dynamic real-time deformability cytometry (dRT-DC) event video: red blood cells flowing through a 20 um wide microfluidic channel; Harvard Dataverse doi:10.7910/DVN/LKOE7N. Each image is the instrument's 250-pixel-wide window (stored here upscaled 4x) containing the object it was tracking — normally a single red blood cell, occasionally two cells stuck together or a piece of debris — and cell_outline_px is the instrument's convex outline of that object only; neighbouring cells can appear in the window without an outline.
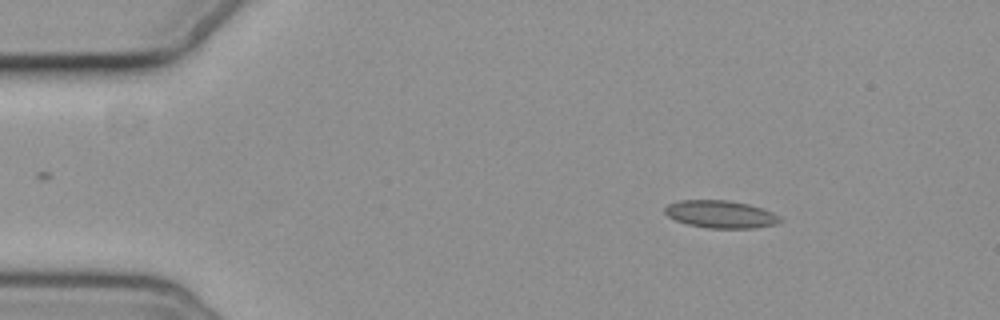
{"species": "common noctule bat (a hibernating species)", "species_latin": "Nyctalus noctula", "temperature_condition": "cold", "stored_images_in_passage": 5, "camera_frame_rate_fps": 3000, "um_per_image_px": 0.085, "animal": {"sex": "female", "body_mass_g": 19.3, "forearm_length_mm": 54.1}, "frame": {"image": 1, "passage_image": 2, "time_ms": 1.333, "image_size_px": [1000, 320], "cell_outline_px": [[784, 220], [776, 224], [756, 228], [708, 228], [688, 224], [676, 220], [668, 216], [664, 212], [664, 208], [668, 204], [680, 200], [728, 200], [748, 204], [764, 208], [780, 216]], "centroid_in_image_um": [61.29, 18.21], "position_along_channel_um": 23.7, "area_um2": 18.61}}
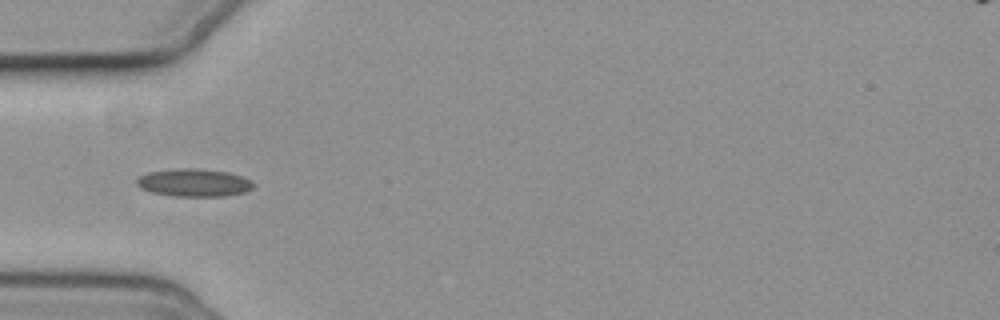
{"frame": {"image": 2, "passage_image": 5, "time_ms": 4.667, "image_size_px": [1000, 320], "cell_outline_px": [[256, 184], [252, 188], [244, 192], [224, 196], [176, 196], [152, 192], [140, 188], [136, 184], [136, 180], [140, 176], [148, 172], [176, 168], [196, 168], [228, 172], [252, 180]], "centroid_in_image_um": [16.49, 15.52], "position_along_channel_um": 68.5, "area_um2": 18.9}}